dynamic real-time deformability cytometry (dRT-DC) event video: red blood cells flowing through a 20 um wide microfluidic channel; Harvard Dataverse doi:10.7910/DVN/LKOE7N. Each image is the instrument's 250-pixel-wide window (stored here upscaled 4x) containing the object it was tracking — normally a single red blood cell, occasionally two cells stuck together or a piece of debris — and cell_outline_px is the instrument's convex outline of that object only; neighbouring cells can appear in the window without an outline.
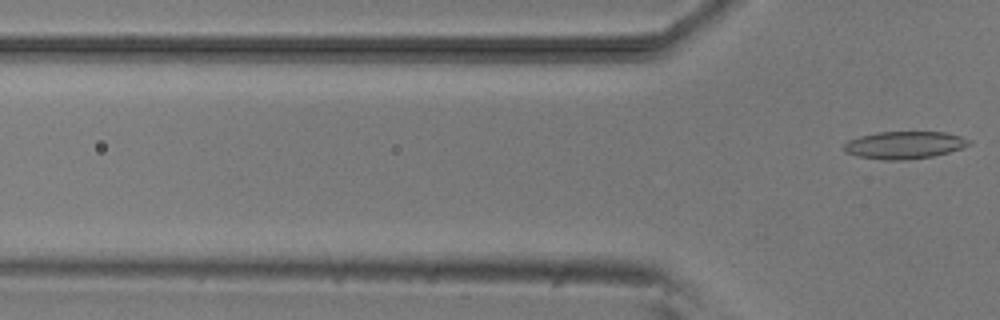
{"species": "common noctule bat (a hibernating species)", "species_latin": "Nyctalus noctula", "temperature_condition": "room temperature", "stored_images_in_passage": 7, "segment_of_instrument_passage": [2, 2], "camera_frame_rate_fps": 3000, "um_per_image_px": 0.085, "animal": {"sex": "male", "body_mass_g": 20.5, "forearm_length_mm": 52.5}, "frame": {"image": 1, "passage_image": 7, "time_ms": 6.667, "image_size_px": [1000, 320], "cell_outline_px": [[968, 144], [960, 148], [948, 152], [932, 156], [908, 160], [884, 160], [860, 156], [844, 152], [840, 148], [848, 140], [860, 136], [876, 132], [944, 132], [960, 136], [968, 140]], "centroid_in_image_um": [76.78, 12.33], "position_along_channel_um": 49.0, "area_um2": 19.83}}